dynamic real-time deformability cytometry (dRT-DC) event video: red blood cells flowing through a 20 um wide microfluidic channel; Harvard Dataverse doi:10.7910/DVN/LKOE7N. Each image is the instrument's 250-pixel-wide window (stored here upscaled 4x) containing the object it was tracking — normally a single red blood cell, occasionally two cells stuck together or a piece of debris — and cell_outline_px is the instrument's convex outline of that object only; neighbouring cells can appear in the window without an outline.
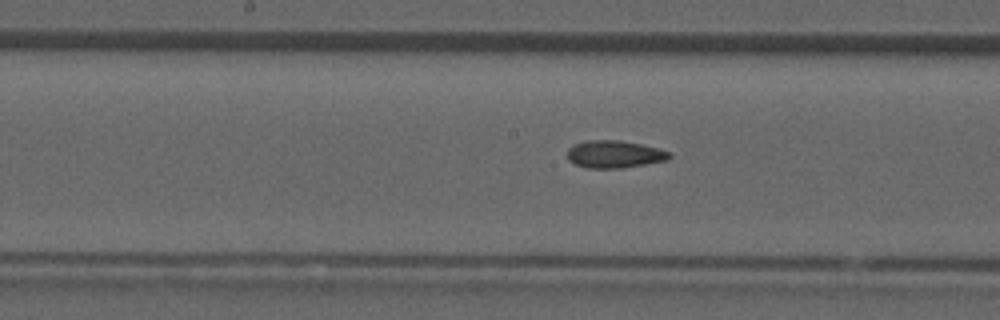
{"species": "common noctule bat (a hibernating species)", "species_latin": "Nyctalus noctula", "temperature_condition": "room temperature", "stored_images_in_passage": 10, "segment_of_instrument_passage": [2, 2], "camera_frame_rate_fps": 3000, "um_per_image_px": 0.085, "animal": {"sex": "male", "forearm_length_mm": 52.5}, "frame": {"image": 1, "passage_image": 10, "time_ms": 3.0, "image_size_px": [1000, 320], "cell_outline_px": [[672, 156], [668, 160], [624, 168], [588, 168], [576, 164], [568, 160], [568, 148], [572, 144], [584, 140], [620, 140], [660, 148], [668, 152]], "centroid_in_image_um": [52.22, 13.1], "position_along_channel_um": 196.0, "area_um2": 16.47}}